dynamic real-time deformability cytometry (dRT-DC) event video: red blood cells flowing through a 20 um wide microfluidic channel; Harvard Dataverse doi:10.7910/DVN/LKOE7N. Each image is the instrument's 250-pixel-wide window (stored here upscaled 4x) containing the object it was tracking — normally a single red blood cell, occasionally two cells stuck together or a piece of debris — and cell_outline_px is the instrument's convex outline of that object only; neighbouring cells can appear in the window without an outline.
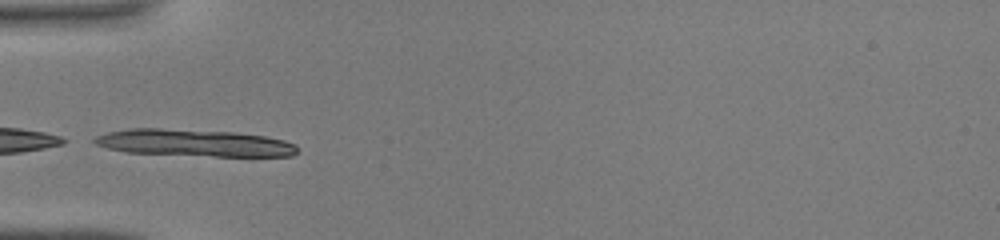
{"species": "common noctule bat (a hibernating species)", "species_latin": "Nyctalus noctula", "temperature_condition": "warm", "stored_images_in_passage": 20, "camera_frame_rate_fps": 3000, "um_per_image_px": 0.085, "animal": {"sex": "male", "body_mass_g": 19.0, "forearm_length_mm": 50.8}, "frame": {"image": 1, "passage_image": 1, "time_ms": 0.0, "image_size_px": [1000, 240], "cell_outline_px": [[300, 152], [292, 156], [216, 156], [124, 152], [108, 148], [96, 144], [92, 140], [96, 136], [108, 132], [132, 128], [160, 128], [232, 132], [264, 136], [284, 140], [296, 144]], "centroid_in_image_um": [16.54, 12.14], "position_along_channel_um": 68.5, "area_um2": 31.85}}